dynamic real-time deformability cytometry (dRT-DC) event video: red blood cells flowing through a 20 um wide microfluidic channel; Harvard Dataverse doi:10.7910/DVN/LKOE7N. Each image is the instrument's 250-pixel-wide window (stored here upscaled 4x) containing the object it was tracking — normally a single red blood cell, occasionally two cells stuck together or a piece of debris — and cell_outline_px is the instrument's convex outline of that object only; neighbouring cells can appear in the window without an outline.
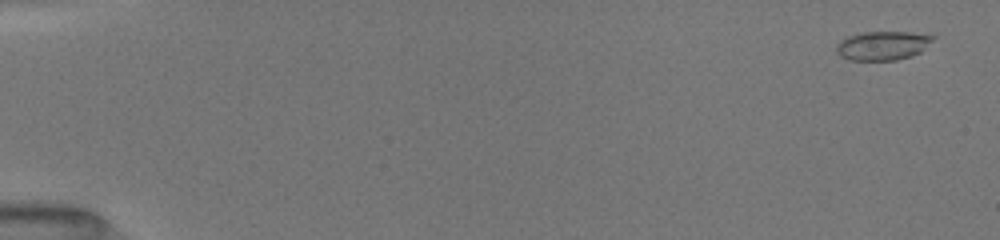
{"species": "common noctule bat (a hibernating species)", "species_latin": "Nyctalus noctula", "temperature_condition": "room temperature", "stored_images_in_passage": 51, "camera_frame_rate_fps": 3000, "um_per_image_px": 0.085, "animal": {"sex": "female", "body_mass_g": 19.5, "forearm_length_mm": 54.1}, "frame": {"image": 1, "passage_image": 2, "time_ms": 0.333, "image_size_px": [1000, 240], "cell_outline_px": [[936, 36], [920, 52], [912, 56], [896, 60], [848, 60], [840, 56], [836, 52], [836, 44], [840, 40], [848, 36], [860, 32], [908, 32]], "centroid_in_image_um": [74.98, 3.88], "position_along_channel_um": 10.0, "area_um2": 16.3}}
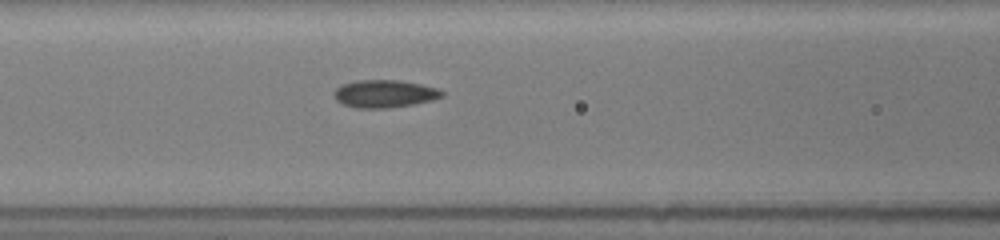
{"frame": {"image": 2, "passage_image": 23, "time_ms": 7.333, "image_size_px": [1000, 240], "cell_outline_px": [[444, 96], [432, 100], [412, 104], [388, 108], [356, 108], [340, 104], [332, 96], [332, 92], [340, 84], [356, 80], [400, 80], [440, 88], [444, 92]], "centroid_in_image_um": [32.64, 7.96], "position_along_channel_um": 134.0, "area_um2": 17.74}}
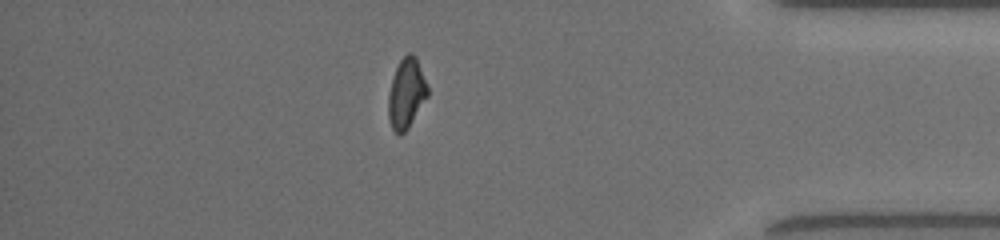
{"frame": {"image": 3, "passage_image": 45, "time_ms": 14.667, "image_size_px": [1000, 240], "cell_outline_px": [[428, 96], [408, 128], [400, 136], [392, 128], [388, 116], [388, 96], [392, 80], [396, 68], [400, 60], [408, 52], [412, 52], [416, 56], [428, 84]], "centroid_in_image_um": [34.56, 7.92], "position_along_channel_um": 400.6, "area_um2": 16.07}, "authors_computed_cell_mechanics": {"area_um2": 16.473, "velocity_mm_per_s": 4.0386, "shape_relaxation_time_tau1_ms": 4.0747, "shape_relaxation_time_tau2_ms": 2.3135, "deformation_change_tau1": 0.1329, "deformation_change_tau2": 0.078}}